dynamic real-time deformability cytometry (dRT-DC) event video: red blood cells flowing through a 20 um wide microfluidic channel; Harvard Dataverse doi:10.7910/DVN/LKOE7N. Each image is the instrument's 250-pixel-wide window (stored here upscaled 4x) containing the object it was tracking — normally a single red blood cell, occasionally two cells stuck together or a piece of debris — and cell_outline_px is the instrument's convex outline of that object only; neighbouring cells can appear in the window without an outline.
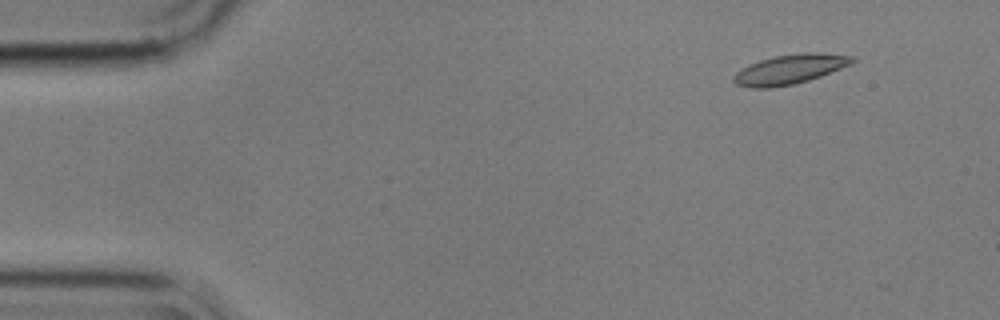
{"species": "common noctule bat (a hibernating species)", "species_latin": "Nyctalus noctula", "temperature_condition": "cold", "stored_images_in_passage": 4, "camera_frame_rate_fps": 3000, "um_per_image_px": 0.085, "animal": {"sex": "male", "body_mass_g": 17.9}, "frame": {"image": 1, "passage_image": 1, "time_ms": 0.0, "image_size_px": [1000, 320], "cell_outline_px": [[856, 60], [840, 68], [820, 76], [808, 80], [792, 84], [768, 88], [752, 88], [736, 84], [732, 80], [732, 76], [736, 72], [748, 64], [760, 60], [776, 56], [804, 52], [812, 52], [856, 56]], "centroid_in_image_um": [67.09, 5.88], "position_along_channel_um": 17.9, "area_um2": 20.23}}
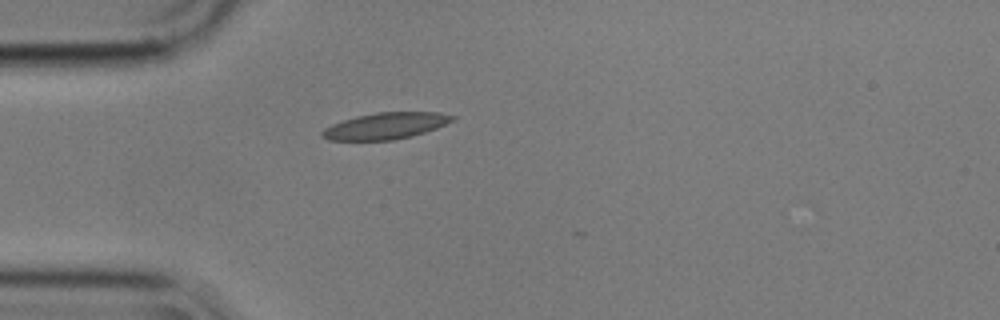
{"frame": {"image": 2, "passage_image": 4, "time_ms": 1.0, "image_size_px": [1000, 320], "cell_outline_px": [[456, 120], [436, 128], [412, 136], [392, 140], [328, 140], [320, 136], [320, 132], [324, 128], [332, 124], [356, 116], [376, 112], [440, 112], [456, 116]], "centroid_in_image_um": [32.78, 10.69], "position_along_channel_um": 52.2, "area_um2": 20.17}}